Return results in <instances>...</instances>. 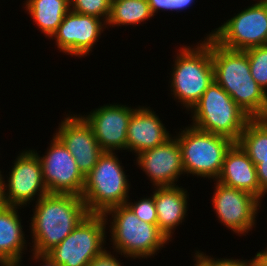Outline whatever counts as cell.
I'll return each instance as SVG.
<instances>
[{
  "label": "cell",
  "mask_w": 267,
  "mask_h": 266,
  "mask_svg": "<svg viewBox=\"0 0 267 266\" xmlns=\"http://www.w3.org/2000/svg\"><path fill=\"white\" fill-rule=\"evenodd\" d=\"M32 206L28 244L32 245L29 250L38 253L56 247L89 214L82 197L73 194H47Z\"/></svg>",
  "instance_id": "1"
},
{
  "label": "cell",
  "mask_w": 267,
  "mask_h": 266,
  "mask_svg": "<svg viewBox=\"0 0 267 266\" xmlns=\"http://www.w3.org/2000/svg\"><path fill=\"white\" fill-rule=\"evenodd\" d=\"M211 57L214 81L251 118H267V93L251 76L246 51L225 48L211 37Z\"/></svg>",
  "instance_id": "2"
},
{
  "label": "cell",
  "mask_w": 267,
  "mask_h": 266,
  "mask_svg": "<svg viewBox=\"0 0 267 266\" xmlns=\"http://www.w3.org/2000/svg\"><path fill=\"white\" fill-rule=\"evenodd\" d=\"M206 35L194 47L180 46L173 56L170 93L188 112L214 81L211 36Z\"/></svg>",
  "instance_id": "3"
},
{
  "label": "cell",
  "mask_w": 267,
  "mask_h": 266,
  "mask_svg": "<svg viewBox=\"0 0 267 266\" xmlns=\"http://www.w3.org/2000/svg\"><path fill=\"white\" fill-rule=\"evenodd\" d=\"M103 216L106 225L109 226L108 236H111L109 242H112L110 244L114 250L111 252L115 255H124L123 257L127 259L147 260L154 258L162 248H165L164 245L170 243L157 224L140 220L126 204L109 209Z\"/></svg>",
  "instance_id": "4"
},
{
  "label": "cell",
  "mask_w": 267,
  "mask_h": 266,
  "mask_svg": "<svg viewBox=\"0 0 267 266\" xmlns=\"http://www.w3.org/2000/svg\"><path fill=\"white\" fill-rule=\"evenodd\" d=\"M121 164L116 152H103L85 176L81 197L89 214H104L130 199L131 184Z\"/></svg>",
  "instance_id": "5"
},
{
  "label": "cell",
  "mask_w": 267,
  "mask_h": 266,
  "mask_svg": "<svg viewBox=\"0 0 267 266\" xmlns=\"http://www.w3.org/2000/svg\"><path fill=\"white\" fill-rule=\"evenodd\" d=\"M195 128L237 142L251 117L215 81L189 110Z\"/></svg>",
  "instance_id": "6"
},
{
  "label": "cell",
  "mask_w": 267,
  "mask_h": 266,
  "mask_svg": "<svg viewBox=\"0 0 267 266\" xmlns=\"http://www.w3.org/2000/svg\"><path fill=\"white\" fill-rule=\"evenodd\" d=\"M175 138L181 148L185 174L197 178L216 180L222 170L227 151L235 143L230 138L206 132L192 125L176 132Z\"/></svg>",
  "instance_id": "7"
},
{
  "label": "cell",
  "mask_w": 267,
  "mask_h": 266,
  "mask_svg": "<svg viewBox=\"0 0 267 266\" xmlns=\"http://www.w3.org/2000/svg\"><path fill=\"white\" fill-rule=\"evenodd\" d=\"M103 214H88L48 255L60 266H88L107 247Z\"/></svg>",
  "instance_id": "8"
},
{
  "label": "cell",
  "mask_w": 267,
  "mask_h": 266,
  "mask_svg": "<svg viewBox=\"0 0 267 266\" xmlns=\"http://www.w3.org/2000/svg\"><path fill=\"white\" fill-rule=\"evenodd\" d=\"M256 2L238 11L209 35L219 45L233 50L267 45V0Z\"/></svg>",
  "instance_id": "9"
},
{
  "label": "cell",
  "mask_w": 267,
  "mask_h": 266,
  "mask_svg": "<svg viewBox=\"0 0 267 266\" xmlns=\"http://www.w3.org/2000/svg\"><path fill=\"white\" fill-rule=\"evenodd\" d=\"M9 177H3L4 200L7 206L23 207L49 194L43 179L41 162L29 148L21 150L12 162ZM6 178V180H4ZM37 195V196H36Z\"/></svg>",
  "instance_id": "10"
},
{
  "label": "cell",
  "mask_w": 267,
  "mask_h": 266,
  "mask_svg": "<svg viewBox=\"0 0 267 266\" xmlns=\"http://www.w3.org/2000/svg\"><path fill=\"white\" fill-rule=\"evenodd\" d=\"M214 184L211 203L216 220L233 234L246 236L256 228L261 202L248 192L226 186L216 180Z\"/></svg>",
  "instance_id": "11"
},
{
  "label": "cell",
  "mask_w": 267,
  "mask_h": 266,
  "mask_svg": "<svg viewBox=\"0 0 267 266\" xmlns=\"http://www.w3.org/2000/svg\"><path fill=\"white\" fill-rule=\"evenodd\" d=\"M45 155L31 149L39 158L43 179L49 194H73L81 196L85 176L63 143L53 134Z\"/></svg>",
  "instance_id": "12"
},
{
  "label": "cell",
  "mask_w": 267,
  "mask_h": 266,
  "mask_svg": "<svg viewBox=\"0 0 267 266\" xmlns=\"http://www.w3.org/2000/svg\"><path fill=\"white\" fill-rule=\"evenodd\" d=\"M106 22L94 16L69 11L50 39L66 55L87 57L101 38Z\"/></svg>",
  "instance_id": "13"
},
{
  "label": "cell",
  "mask_w": 267,
  "mask_h": 266,
  "mask_svg": "<svg viewBox=\"0 0 267 266\" xmlns=\"http://www.w3.org/2000/svg\"><path fill=\"white\" fill-rule=\"evenodd\" d=\"M53 133L75 159L81 173L86 176L103 154L91 125L82 114H69L59 122Z\"/></svg>",
  "instance_id": "14"
},
{
  "label": "cell",
  "mask_w": 267,
  "mask_h": 266,
  "mask_svg": "<svg viewBox=\"0 0 267 266\" xmlns=\"http://www.w3.org/2000/svg\"><path fill=\"white\" fill-rule=\"evenodd\" d=\"M135 109L121 103L104 104L82 116L91 125L100 148L118 153L126 150L128 123Z\"/></svg>",
  "instance_id": "15"
},
{
  "label": "cell",
  "mask_w": 267,
  "mask_h": 266,
  "mask_svg": "<svg viewBox=\"0 0 267 266\" xmlns=\"http://www.w3.org/2000/svg\"><path fill=\"white\" fill-rule=\"evenodd\" d=\"M136 166L142 170L153 187L177 186L179 177L185 175L181 148L172 135L163 144L136 155Z\"/></svg>",
  "instance_id": "16"
},
{
  "label": "cell",
  "mask_w": 267,
  "mask_h": 266,
  "mask_svg": "<svg viewBox=\"0 0 267 266\" xmlns=\"http://www.w3.org/2000/svg\"><path fill=\"white\" fill-rule=\"evenodd\" d=\"M172 135L153 108L138 105L128 123L126 150L136 156L163 144Z\"/></svg>",
  "instance_id": "17"
},
{
  "label": "cell",
  "mask_w": 267,
  "mask_h": 266,
  "mask_svg": "<svg viewBox=\"0 0 267 266\" xmlns=\"http://www.w3.org/2000/svg\"><path fill=\"white\" fill-rule=\"evenodd\" d=\"M216 181L226 186L248 192L260 202H262L263 197L266 195L260 189L256 165L237 142L227 151L222 170Z\"/></svg>",
  "instance_id": "18"
},
{
  "label": "cell",
  "mask_w": 267,
  "mask_h": 266,
  "mask_svg": "<svg viewBox=\"0 0 267 266\" xmlns=\"http://www.w3.org/2000/svg\"><path fill=\"white\" fill-rule=\"evenodd\" d=\"M152 188H154L158 228L171 242L176 228L185 222L188 215V191L179 185Z\"/></svg>",
  "instance_id": "19"
},
{
  "label": "cell",
  "mask_w": 267,
  "mask_h": 266,
  "mask_svg": "<svg viewBox=\"0 0 267 266\" xmlns=\"http://www.w3.org/2000/svg\"><path fill=\"white\" fill-rule=\"evenodd\" d=\"M18 209L22 207L6 205L0 210V261L14 266L23 264L22 255L28 248Z\"/></svg>",
  "instance_id": "20"
},
{
  "label": "cell",
  "mask_w": 267,
  "mask_h": 266,
  "mask_svg": "<svg viewBox=\"0 0 267 266\" xmlns=\"http://www.w3.org/2000/svg\"><path fill=\"white\" fill-rule=\"evenodd\" d=\"M23 2L26 13L48 39L52 37L65 15L70 11V0H26Z\"/></svg>",
  "instance_id": "21"
},
{
  "label": "cell",
  "mask_w": 267,
  "mask_h": 266,
  "mask_svg": "<svg viewBox=\"0 0 267 266\" xmlns=\"http://www.w3.org/2000/svg\"><path fill=\"white\" fill-rule=\"evenodd\" d=\"M154 17L148 0H112L108 27L141 25Z\"/></svg>",
  "instance_id": "22"
},
{
  "label": "cell",
  "mask_w": 267,
  "mask_h": 266,
  "mask_svg": "<svg viewBox=\"0 0 267 266\" xmlns=\"http://www.w3.org/2000/svg\"><path fill=\"white\" fill-rule=\"evenodd\" d=\"M237 143L256 166L267 159V118H251Z\"/></svg>",
  "instance_id": "23"
},
{
  "label": "cell",
  "mask_w": 267,
  "mask_h": 266,
  "mask_svg": "<svg viewBox=\"0 0 267 266\" xmlns=\"http://www.w3.org/2000/svg\"><path fill=\"white\" fill-rule=\"evenodd\" d=\"M250 72L257 84L267 93V45L245 50Z\"/></svg>",
  "instance_id": "24"
},
{
  "label": "cell",
  "mask_w": 267,
  "mask_h": 266,
  "mask_svg": "<svg viewBox=\"0 0 267 266\" xmlns=\"http://www.w3.org/2000/svg\"><path fill=\"white\" fill-rule=\"evenodd\" d=\"M112 0H70V10L79 14L94 16L107 22Z\"/></svg>",
  "instance_id": "25"
},
{
  "label": "cell",
  "mask_w": 267,
  "mask_h": 266,
  "mask_svg": "<svg viewBox=\"0 0 267 266\" xmlns=\"http://www.w3.org/2000/svg\"><path fill=\"white\" fill-rule=\"evenodd\" d=\"M140 200L132 201L129 198L126 201V205L135 213L140 220L149 224H157V211L154 202V191L150 196L141 197Z\"/></svg>",
  "instance_id": "26"
},
{
  "label": "cell",
  "mask_w": 267,
  "mask_h": 266,
  "mask_svg": "<svg viewBox=\"0 0 267 266\" xmlns=\"http://www.w3.org/2000/svg\"><path fill=\"white\" fill-rule=\"evenodd\" d=\"M192 253H194L192 254V257H194L193 260L196 261L200 266H249L255 260L254 257L249 260H243V258L234 259L232 257H220V259H217L215 257L212 258L213 256H209L208 254L206 255V253L202 252L201 250H195Z\"/></svg>",
  "instance_id": "27"
},
{
  "label": "cell",
  "mask_w": 267,
  "mask_h": 266,
  "mask_svg": "<svg viewBox=\"0 0 267 266\" xmlns=\"http://www.w3.org/2000/svg\"><path fill=\"white\" fill-rule=\"evenodd\" d=\"M119 256H114L111 252L105 249L102 253L97 255L88 266H124L121 263Z\"/></svg>",
  "instance_id": "28"
},
{
  "label": "cell",
  "mask_w": 267,
  "mask_h": 266,
  "mask_svg": "<svg viewBox=\"0 0 267 266\" xmlns=\"http://www.w3.org/2000/svg\"><path fill=\"white\" fill-rule=\"evenodd\" d=\"M256 171L260 189L267 194V159H260Z\"/></svg>",
  "instance_id": "29"
},
{
  "label": "cell",
  "mask_w": 267,
  "mask_h": 266,
  "mask_svg": "<svg viewBox=\"0 0 267 266\" xmlns=\"http://www.w3.org/2000/svg\"><path fill=\"white\" fill-rule=\"evenodd\" d=\"M30 253H32V255L30 254V257H32V261L36 264V262H40L38 266H60L59 264H57L49 255L48 253H38L35 251H30ZM19 266H22V264H20ZM23 266H25L23 264Z\"/></svg>",
  "instance_id": "30"
},
{
  "label": "cell",
  "mask_w": 267,
  "mask_h": 266,
  "mask_svg": "<svg viewBox=\"0 0 267 266\" xmlns=\"http://www.w3.org/2000/svg\"><path fill=\"white\" fill-rule=\"evenodd\" d=\"M172 0H148V3L150 4L151 11L153 15H157L160 10L162 11H170Z\"/></svg>",
  "instance_id": "31"
},
{
  "label": "cell",
  "mask_w": 267,
  "mask_h": 266,
  "mask_svg": "<svg viewBox=\"0 0 267 266\" xmlns=\"http://www.w3.org/2000/svg\"><path fill=\"white\" fill-rule=\"evenodd\" d=\"M193 3L195 5V0H172L170 11H176V12H182L183 10H186L187 8L193 6Z\"/></svg>",
  "instance_id": "32"
},
{
  "label": "cell",
  "mask_w": 267,
  "mask_h": 266,
  "mask_svg": "<svg viewBox=\"0 0 267 266\" xmlns=\"http://www.w3.org/2000/svg\"><path fill=\"white\" fill-rule=\"evenodd\" d=\"M255 260L261 265V266H267V250H259V252H256L254 256Z\"/></svg>",
  "instance_id": "33"
},
{
  "label": "cell",
  "mask_w": 267,
  "mask_h": 266,
  "mask_svg": "<svg viewBox=\"0 0 267 266\" xmlns=\"http://www.w3.org/2000/svg\"><path fill=\"white\" fill-rule=\"evenodd\" d=\"M3 174L0 173V210L6 206L4 200V191H3Z\"/></svg>",
  "instance_id": "34"
},
{
  "label": "cell",
  "mask_w": 267,
  "mask_h": 266,
  "mask_svg": "<svg viewBox=\"0 0 267 266\" xmlns=\"http://www.w3.org/2000/svg\"><path fill=\"white\" fill-rule=\"evenodd\" d=\"M249 266H261L256 260H254Z\"/></svg>",
  "instance_id": "35"
},
{
  "label": "cell",
  "mask_w": 267,
  "mask_h": 266,
  "mask_svg": "<svg viewBox=\"0 0 267 266\" xmlns=\"http://www.w3.org/2000/svg\"><path fill=\"white\" fill-rule=\"evenodd\" d=\"M0 266H14V265L7 264V263H2Z\"/></svg>",
  "instance_id": "36"
},
{
  "label": "cell",
  "mask_w": 267,
  "mask_h": 266,
  "mask_svg": "<svg viewBox=\"0 0 267 266\" xmlns=\"http://www.w3.org/2000/svg\"><path fill=\"white\" fill-rule=\"evenodd\" d=\"M194 262H195L194 266H200L196 261H194Z\"/></svg>",
  "instance_id": "37"
}]
</instances>
